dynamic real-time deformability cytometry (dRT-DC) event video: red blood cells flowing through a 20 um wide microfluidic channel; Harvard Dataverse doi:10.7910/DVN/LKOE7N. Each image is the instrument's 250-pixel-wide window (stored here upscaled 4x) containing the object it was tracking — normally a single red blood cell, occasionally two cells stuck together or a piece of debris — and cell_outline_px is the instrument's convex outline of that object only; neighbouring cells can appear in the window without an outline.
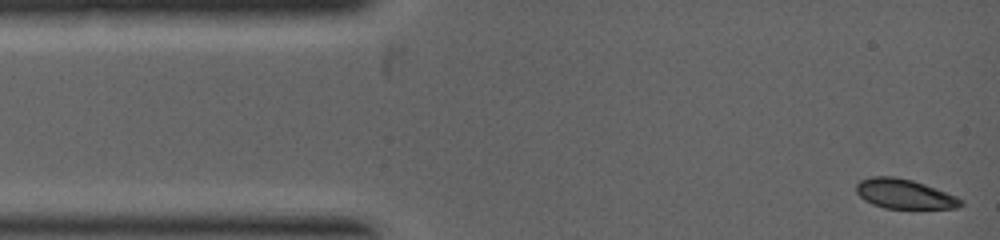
{"species": "common noctule bat (a hibernating species)", "species_latin": "Nyctalus noctula", "temperature_condition": "warm", "stored_images_in_passage": 20, "camera_frame_rate_fps": 5000, "um_per_image_px": 0.085, "animal": {"sex": "female", "body_mass_g": 19.0, "forearm_length_mm": 53.3}, "frame": {"image": 1, "passage_image": 1, "time_ms": 0.0, "image_size_px": [1000, 240], "cell_outline_px": [[964, 204], [956, 208], [884, 208], [872, 204], [864, 200], [856, 192], [856, 184], [860, 180], [872, 176], [892, 176], [912, 180], [924, 184], [956, 196], [964, 200]], "centroid_in_image_um": [76.85, 16.48], "position_along_channel_um": 8.1, "area_um2": 17.98}}
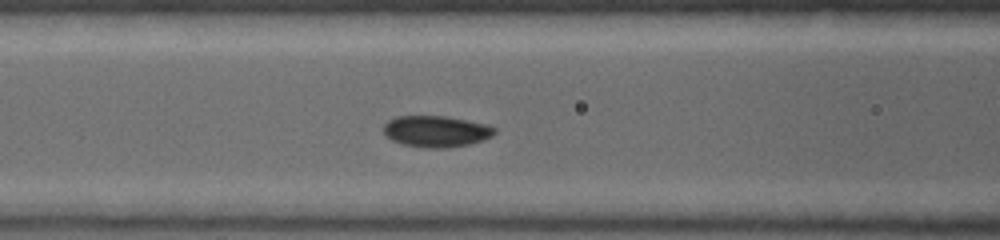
{"frame": {"image": 2, "passage_image": 12, "time_ms": 2.8, "image_size_px": [1000, 240], "cell_outline_px": [[496, 132], [492, 136], [484, 140], [468, 144], [448, 148], [424, 148], [404, 144], [392, 140], [384, 132], [384, 124], [388, 120], [396, 116], [444, 116], [488, 124], [496, 128]], "centroid_in_image_um": [37.1, 11.16], "position_along_channel_um": 129.5, "area_um2": 20.29}}
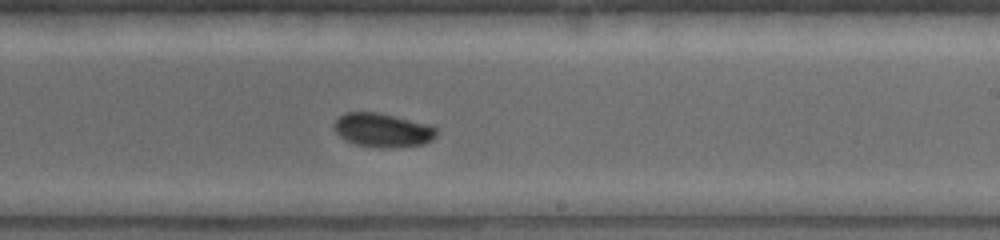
{"frame": {"image": 3, "passage_image": 20, "time_ms": 4.6, "image_size_px": [1000, 240], "cell_outline_px": [[440, 128], [436, 136], [432, 140], [424, 144], [356, 144], [340, 136], [336, 132], [336, 120], [340, 116], [348, 112], [376, 112], [432, 124]], "centroid_in_image_um": [32.61, 10.99], "position_along_channel_um": 256.4, "area_um2": 19.13}}